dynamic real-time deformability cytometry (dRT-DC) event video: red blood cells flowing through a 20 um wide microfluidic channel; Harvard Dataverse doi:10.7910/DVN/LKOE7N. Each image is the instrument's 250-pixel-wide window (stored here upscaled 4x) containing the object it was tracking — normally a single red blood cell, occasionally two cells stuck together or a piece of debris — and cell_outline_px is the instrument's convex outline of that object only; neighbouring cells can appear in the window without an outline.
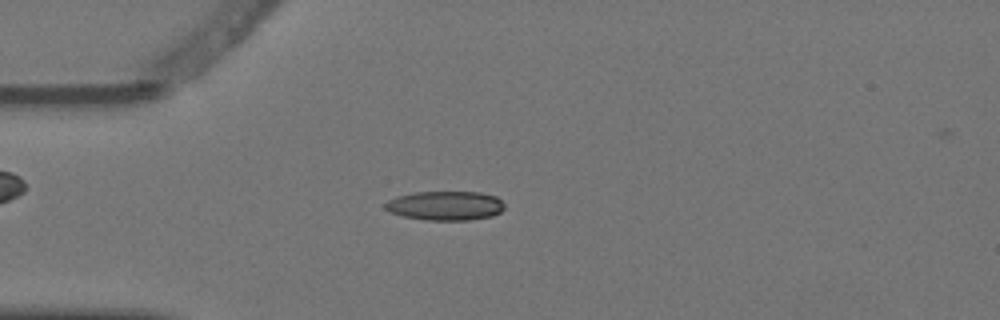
{"species": "Egyptian fruit bat (a non-hibernating species)", "species_latin": "Rousettus aegyptiacus", "temperature_condition": "warm", "stored_images_in_passage": 5, "camera_frame_rate_fps": 3000, "um_per_image_px": 0.085, "animal": {"sex": "female"}, "frame": {"image": 1, "passage_image": 3, "time_ms": 0.667, "image_size_px": [1000, 320], "cell_outline_px": [[504, 208], [500, 212], [492, 216], [468, 220], [424, 220], [404, 216], [388, 212], [384, 208], [384, 204], [388, 200], [396, 196], [412, 192], [480, 192], [496, 196], [504, 204]], "centroid_in_image_um": [37.82, 17.48], "position_along_channel_um": 47.2, "area_um2": 20.46}}
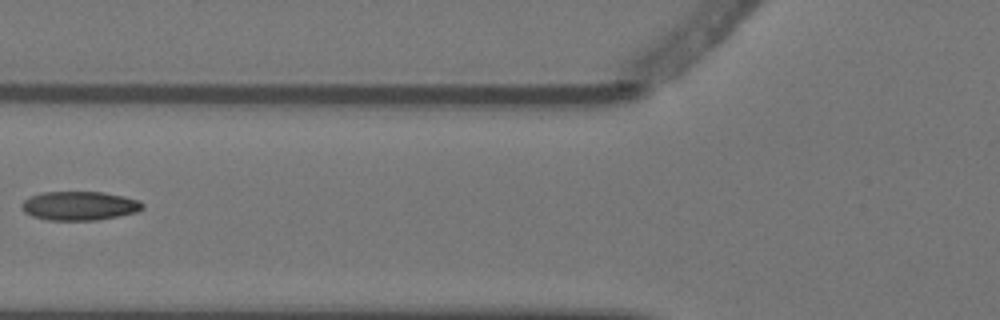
{"frame": {"image": 2, "passage_image": 5, "time_ms": 1.333, "image_size_px": [1000, 320], "cell_outline_px": [[144, 208], [136, 212], [100, 220], [48, 220], [32, 216], [24, 212], [20, 204], [28, 196], [40, 192], [104, 192], [124, 196], [140, 200], [144, 204]], "centroid_in_image_um": [6.75, 17.49], "position_along_channel_um": 119.1, "area_um2": 20.63}}